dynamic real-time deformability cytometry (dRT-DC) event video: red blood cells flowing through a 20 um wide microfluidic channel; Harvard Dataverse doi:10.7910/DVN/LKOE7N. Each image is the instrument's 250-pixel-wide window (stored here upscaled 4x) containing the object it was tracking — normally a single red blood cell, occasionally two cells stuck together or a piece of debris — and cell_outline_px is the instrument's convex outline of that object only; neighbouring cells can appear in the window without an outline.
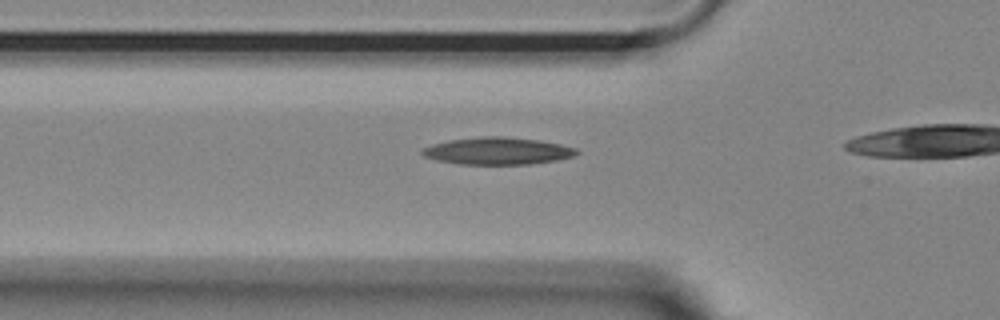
{"species": "Egyptian fruit bat (a non-hibernating species)", "species_latin": "Rousettus aegyptiacus", "temperature_condition": "room temperature", "stored_images_in_passage": 39, "camera_frame_rate_fps": 3000, "um_per_image_px": 0.085, "animal": {"sex": "female"}, "frame": {"image": 1, "passage_image": 13, "time_ms": 4.0, "image_size_px": [1000, 320], "cell_outline_px": [[580, 152], [572, 156], [556, 160], [528, 164], [460, 164], [436, 160], [424, 156], [420, 152], [420, 148], [432, 144], [452, 140], [480, 136], [504, 136], [540, 140], [560, 144], [576, 148]], "centroid_in_image_um": [42.27, 12.82], "position_along_channel_um": 83.5, "area_um2": 24.45}}
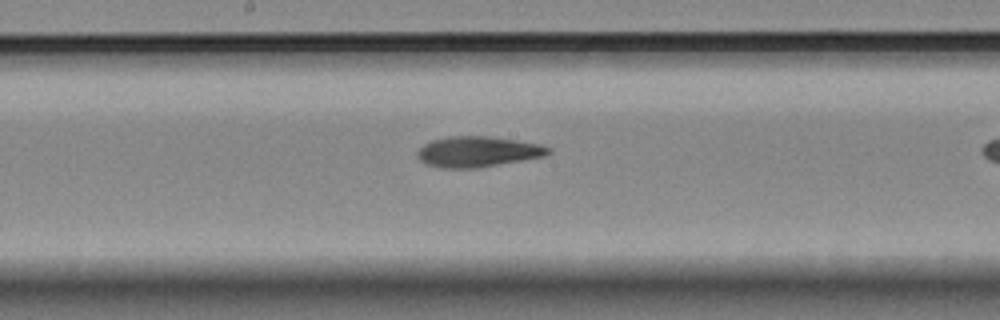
{"frame": {"image": 2, "passage_image": 23, "time_ms": 7.333, "image_size_px": [1000, 320], "cell_outline_px": [[552, 152], [544, 156], [476, 168], [444, 168], [424, 164], [416, 156], [416, 152], [424, 144], [432, 140], [448, 136], [488, 136], [516, 140], [540, 144], [552, 148]], "centroid_in_image_um": [40.59, 12.89], "position_along_channel_um": 207.6, "area_um2": 23.35}}
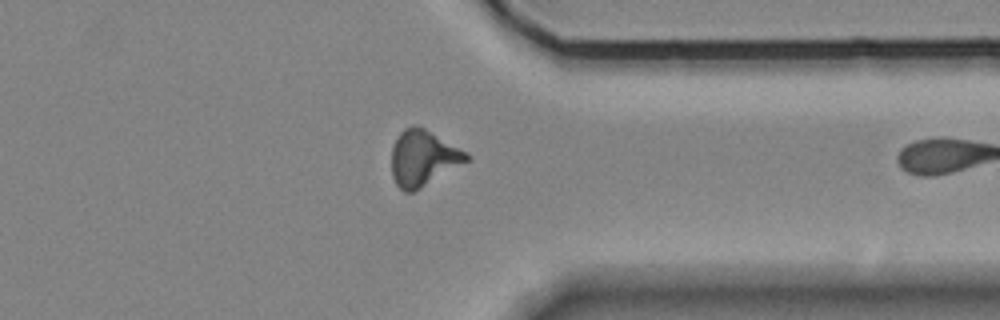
{"frame": {"image": 3, "passage_image": 37, "time_ms": 12.0, "image_size_px": [1000, 320], "cell_outline_px": [[472, 156], [468, 160], [420, 188], [412, 192], [404, 192], [396, 184], [392, 176], [392, 148], [400, 132], [404, 128], [416, 124], [420, 124], [468, 152]], "centroid_in_image_um": [35.97, 13.39], "position_along_channel_um": 375.4, "area_um2": 24.39}}